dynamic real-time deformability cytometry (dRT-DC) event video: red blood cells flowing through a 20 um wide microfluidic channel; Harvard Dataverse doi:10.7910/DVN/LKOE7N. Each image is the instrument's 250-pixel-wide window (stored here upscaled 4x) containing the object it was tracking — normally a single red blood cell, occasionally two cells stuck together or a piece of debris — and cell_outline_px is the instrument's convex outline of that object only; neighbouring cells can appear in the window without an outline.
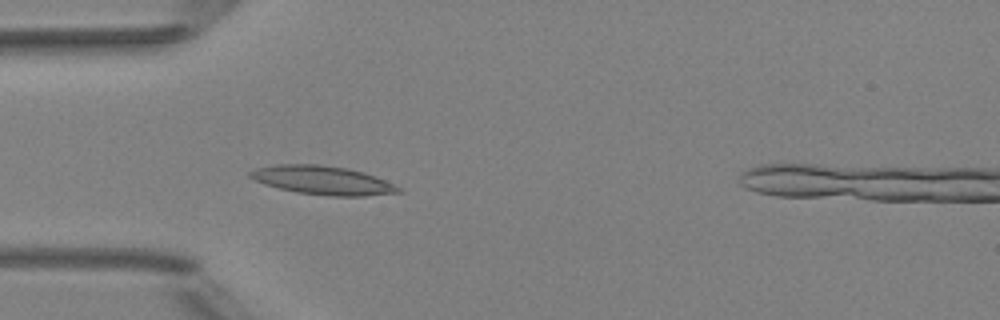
{"species": "Egyptian fruit bat (a non-hibernating species)", "species_latin": "Rousettus aegyptiacus", "temperature_condition": "room temperature", "stored_images_in_passage": 6, "camera_frame_rate_fps": 3000, "um_per_image_px": 0.085, "animal": {"sex": "female"}, "frame": {"image": 1, "passage_image": 5, "time_ms": 1.333, "image_size_px": [1000, 320], "cell_outline_px": [[404, 192], [364, 196], [332, 196], [296, 192], [264, 184], [248, 176], [248, 172], [256, 168], [276, 164], [320, 164], [348, 168], [364, 172], [384, 180], [400, 188]], "centroid_in_image_um": [27.42, 15.31], "position_along_channel_um": 57.6, "area_um2": 24.74}}